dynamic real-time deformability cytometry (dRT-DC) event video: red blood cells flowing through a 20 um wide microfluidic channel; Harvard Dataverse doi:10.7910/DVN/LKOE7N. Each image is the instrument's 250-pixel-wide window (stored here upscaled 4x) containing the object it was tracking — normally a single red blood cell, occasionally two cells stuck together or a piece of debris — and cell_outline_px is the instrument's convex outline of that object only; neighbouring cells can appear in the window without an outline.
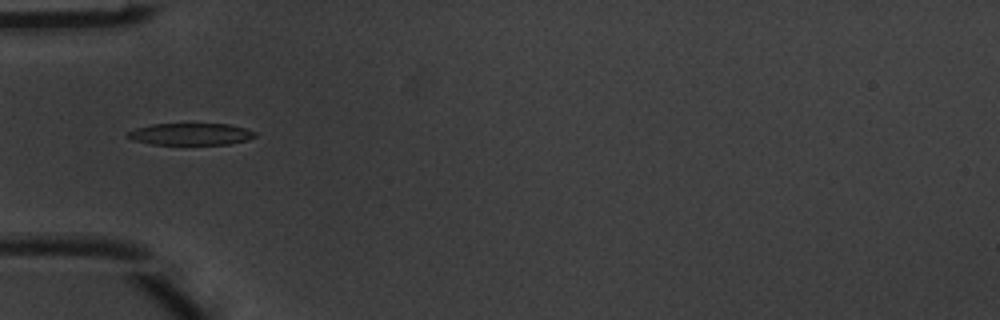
{"species": "common noctule bat (a hibernating species)", "species_latin": "Nyctalus noctula", "temperature_condition": "warm", "stored_images_in_passage": 3, "camera_frame_rate_fps": 3000, "um_per_image_px": 0.085, "animal": {"sex": "male", "body_mass_g": 20.1, "forearm_length_mm": 53.5}, "frame": {"image": 1, "passage_image": 3, "time_ms": 0.667, "image_size_px": [1000, 320], "cell_outline_px": [[256, 136], [248, 140], [228, 144], [152, 144], [136, 140], [124, 136], [128, 132], [136, 128], [152, 124], [228, 124], [244, 128], [256, 132]], "centroid_in_image_um": [16.22, 11.39], "position_along_channel_um": 68.8, "area_um2": 16.07}}